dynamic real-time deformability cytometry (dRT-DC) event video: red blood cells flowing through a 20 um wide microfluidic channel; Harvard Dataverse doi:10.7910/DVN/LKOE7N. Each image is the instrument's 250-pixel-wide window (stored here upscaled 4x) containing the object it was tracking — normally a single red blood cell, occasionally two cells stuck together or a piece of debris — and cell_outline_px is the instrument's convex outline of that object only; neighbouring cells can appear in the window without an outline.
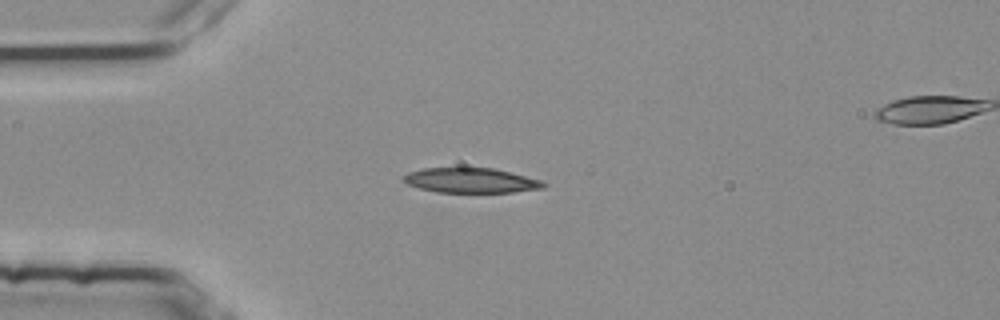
{"species": "common noctule bat (a hibernating species)", "species_latin": "Nyctalus noctula", "temperature_condition": "room temperature", "stored_images_in_passage": 3, "camera_frame_rate_fps": 3000, "um_per_image_px": 0.085, "animal": {"sex": "female", "body_mass_g": 25.1}, "frame": {"image": 1, "passage_image": 2, "time_ms": 0.333, "image_size_px": [1000, 320], "cell_outline_px": [[548, 184], [544, 188], [512, 192], [436, 192], [420, 188], [408, 184], [404, 180], [404, 176], [408, 172], [424, 168], [492, 168], [544, 180]], "centroid_in_image_um": [40.08, 15.34], "position_along_channel_um": 44.9, "area_um2": 20.23}}